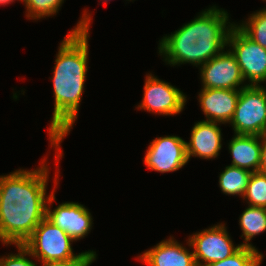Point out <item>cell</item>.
Masks as SVG:
<instances>
[{
	"label": "cell",
	"mask_w": 266,
	"mask_h": 266,
	"mask_svg": "<svg viewBox=\"0 0 266 266\" xmlns=\"http://www.w3.org/2000/svg\"><path fill=\"white\" fill-rule=\"evenodd\" d=\"M74 240L46 217L22 244L34 258L41 261H94L96 252L86 251L75 255L71 247Z\"/></svg>",
	"instance_id": "obj_4"
},
{
	"label": "cell",
	"mask_w": 266,
	"mask_h": 266,
	"mask_svg": "<svg viewBox=\"0 0 266 266\" xmlns=\"http://www.w3.org/2000/svg\"><path fill=\"white\" fill-rule=\"evenodd\" d=\"M27 9V17L40 19L56 14L64 0H22Z\"/></svg>",
	"instance_id": "obj_21"
},
{
	"label": "cell",
	"mask_w": 266,
	"mask_h": 266,
	"mask_svg": "<svg viewBox=\"0 0 266 266\" xmlns=\"http://www.w3.org/2000/svg\"><path fill=\"white\" fill-rule=\"evenodd\" d=\"M235 134L259 135L266 133V89L249 85L240 89L234 115L230 121Z\"/></svg>",
	"instance_id": "obj_5"
},
{
	"label": "cell",
	"mask_w": 266,
	"mask_h": 266,
	"mask_svg": "<svg viewBox=\"0 0 266 266\" xmlns=\"http://www.w3.org/2000/svg\"><path fill=\"white\" fill-rule=\"evenodd\" d=\"M188 162L186 141L178 136L158 137L150 142L144 163L150 170L173 172Z\"/></svg>",
	"instance_id": "obj_9"
},
{
	"label": "cell",
	"mask_w": 266,
	"mask_h": 266,
	"mask_svg": "<svg viewBox=\"0 0 266 266\" xmlns=\"http://www.w3.org/2000/svg\"><path fill=\"white\" fill-rule=\"evenodd\" d=\"M252 172L235 166H226L219 176L221 191L227 195L244 196Z\"/></svg>",
	"instance_id": "obj_17"
},
{
	"label": "cell",
	"mask_w": 266,
	"mask_h": 266,
	"mask_svg": "<svg viewBox=\"0 0 266 266\" xmlns=\"http://www.w3.org/2000/svg\"><path fill=\"white\" fill-rule=\"evenodd\" d=\"M228 20L224 9L216 6L205 9L170 36H164L159 43V53L172 66L183 63L201 66L227 46L228 33L233 26Z\"/></svg>",
	"instance_id": "obj_3"
},
{
	"label": "cell",
	"mask_w": 266,
	"mask_h": 266,
	"mask_svg": "<svg viewBox=\"0 0 266 266\" xmlns=\"http://www.w3.org/2000/svg\"><path fill=\"white\" fill-rule=\"evenodd\" d=\"M54 192L55 190L51 192L47 201L46 218L65 231L74 241L87 236L93 223L88 209L76 202H65L51 210L48 205L55 200Z\"/></svg>",
	"instance_id": "obj_11"
},
{
	"label": "cell",
	"mask_w": 266,
	"mask_h": 266,
	"mask_svg": "<svg viewBox=\"0 0 266 266\" xmlns=\"http://www.w3.org/2000/svg\"><path fill=\"white\" fill-rule=\"evenodd\" d=\"M143 100L138 108L160 115L179 114L185 106L186 96L178 88L147 74Z\"/></svg>",
	"instance_id": "obj_8"
},
{
	"label": "cell",
	"mask_w": 266,
	"mask_h": 266,
	"mask_svg": "<svg viewBox=\"0 0 266 266\" xmlns=\"http://www.w3.org/2000/svg\"><path fill=\"white\" fill-rule=\"evenodd\" d=\"M263 255L256 248L242 246L232 256L206 266H260Z\"/></svg>",
	"instance_id": "obj_20"
},
{
	"label": "cell",
	"mask_w": 266,
	"mask_h": 266,
	"mask_svg": "<svg viewBox=\"0 0 266 266\" xmlns=\"http://www.w3.org/2000/svg\"><path fill=\"white\" fill-rule=\"evenodd\" d=\"M91 16L84 14L77 26L63 39L53 71L54 111L48 129L56 152L77 119L87 74L88 37ZM53 145V146H52Z\"/></svg>",
	"instance_id": "obj_1"
},
{
	"label": "cell",
	"mask_w": 266,
	"mask_h": 266,
	"mask_svg": "<svg viewBox=\"0 0 266 266\" xmlns=\"http://www.w3.org/2000/svg\"><path fill=\"white\" fill-rule=\"evenodd\" d=\"M232 155L231 166L253 172L259 171L262 136L235 134L228 145Z\"/></svg>",
	"instance_id": "obj_15"
},
{
	"label": "cell",
	"mask_w": 266,
	"mask_h": 266,
	"mask_svg": "<svg viewBox=\"0 0 266 266\" xmlns=\"http://www.w3.org/2000/svg\"><path fill=\"white\" fill-rule=\"evenodd\" d=\"M18 248V254H10L6 257L0 258V266H37L35 262L26 258L32 254L22 245H16Z\"/></svg>",
	"instance_id": "obj_22"
},
{
	"label": "cell",
	"mask_w": 266,
	"mask_h": 266,
	"mask_svg": "<svg viewBox=\"0 0 266 266\" xmlns=\"http://www.w3.org/2000/svg\"><path fill=\"white\" fill-rule=\"evenodd\" d=\"M247 37L266 49V9L251 14L247 22L236 25Z\"/></svg>",
	"instance_id": "obj_18"
},
{
	"label": "cell",
	"mask_w": 266,
	"mask_h": 266,
	"mask_svg": "<svg viewBox=\"0 0 266 266\" xmlns=\"http://www.w3.org/2000/svg\"><path fill=\"white\" fill-rule=\"evenodd\" d=\"M244 241L241 246L255 248L249 241L261 232L266 231V208L248 206L239 218Z\"/></svg>",
	"instance_id": "obj_16"
},
{
	"label": "cell",
	"mask_w": 266,
	"mask_h": 266,
	"mask_svg": "<svg viewBox=\"0 0 266 266\" xmlns=\"http://www.w3.org/2000/svg\"><path fill=\"white\" fill-rule=\"evenodd\" d=\"M239 95L240 90L202 88L199 102L207 118L206 121L230 123Z\"/></svg>",
	"instance_id": "obj_12"
},
{
	"label": "cell",
	"mask_w": 266,
	"mask_h": 266,
	"mask_svg": "<svg viewBox=\"0 0 266 266\" xmlns=\"http://www.w3.org/2000/svg\"><path fill=\"white\" fill-rule=\"evenodd\" d=\"M20 1H22V0H20ZM10 2H14V0H0L1 5H6V4H9Z\"/></svg>",
	"instance_id": "obj_25"
},
{
	"label": "cell",
	"mask_w": 266,
	"mask_h": 266,
	"mask_svg": "<svg viewBox=\"0 0 266 266\" xmlns=\"http://www.w3.org/2000/svg\"><path fill=\"white\" fill-rule=\"evenodd\" d=\"M93 261H42L43 266H89Z\"/></svg>",
	"instance_id": "obj_23"
},
{
	"label": "cell",
	"mask_w": 266,
	"mask_h": 266,
	"mask_svg": "<svg viewBox=\"0 0 266 266\" xmlns=\"http://www.w3.org/2000/svg\"><path fill=\"white\" fill-rule=\"evenodd\" d=\"M259 171L266 174V137L262 136L261 162Z\"/></svg>",
	"instance_id": "obj_24"
},
{
	"label": "cell",
	"mask_w": 266,
	"mask_h": 266,
	"mask_svg": "<svg viewBox=\"0 0 266 266\" xmlns=\"http://www.w3.org/2000/svg\"><path fill=\"white\" fill-rule=\"evenodd\" d=\"M203 88L240 90L247 85L240 86L244 79L235 56L231 51L219 53L201 65L200 68Z\"/></svg>",
	"instance_id": "obj_10"
},
{
	"label": "cell",
	"mask_w": 266,
	"mask_h": 266,
	"mask_svg": "<svg viewBox=\"0 0 266 266\" xmlns=\"http://www.w3.org/2000/svg\"><path fill=\"white\" fill-rule=\"evenodd\" d=\"M187 243L193 249L196 266L222 261L242 247L241 244L234 246L222 223L191 235Z\"/></svg>",
	"instance_id": "obj_7"
},
{
	"label": "cell",
	"mask_w": 266,
	"mask_h": 266,
	"mask_svg": "<svg viewBox=\"0 0 266 266\" xmlns=\"http://www.w3.org/2000/svg\"><path fill=\"white\" fill-rule=\"evenodd\" d=\"M248 200L249 206L266 208V174L253 172L249 178L243 200Z\"/></svg>",
	"instance_id": "obj_19"
},
{
	"label": "cell",
	"mask_w": 266,
	"mask_h": 266,
	"mask_svg": "<svg viewBox=\"0 0 266 266\" xmlns=\"http://www.w3.org/2000/svg\"><path fill=\"white\" fill-rule=\"evenodd\" d=\"M138 257L149 266H196L193 251H188L171 236Z\"/></svg>",
	"instance_id": "obj_14"
},
{
	"label": "cell",
	"mask_w": 266,
	"mask_h": 266,
	"mask_svg": "<svg viewBox=\"0 0 266 266\" xmlns=\"http://www.w3.org/2000/svg\"><path fill=\"white\" fill-rule=\"evenodd\" d=\"M0 176V241L23 244L46 217L47 163ZM48 197H47V196Z\"/></svg>",
	"instance_id": "obj_2"
},
{
	"label": "cell",
	"mask_w": 266,
	"mask_h": 266,
	"mask_svg": "<svg viewBox=\"0 0 266 266\" xmlns=\"http://www.w3.org/2000/svg\"><path fill=\"white\" fill-rule=\"evenodd\" d=\"M228 45L238 62L244 81L249 80V85H260L266 81L265 48L247 37L235 23L228 33Z\"/></svg>",
	"instance_id": "obj_6"
},
{
	"label": "cell",
	"mask_w": 266,
	"mask_h": 266,
	"mask_svg": "<svg viewBox=\"0 0 266 266\" xmlns=\"http://www.w3.org/2000/svg\"><path fill=\"white\" fill-rule=\"evenodd\" d=\"M218 122L199 121L191 130V138L186 142L188 161L191 156L203 159H213L219 155L222 148V134Z\"/></svg>",
	"instance_id": "obj_13"
}]
</instances>
